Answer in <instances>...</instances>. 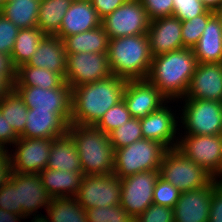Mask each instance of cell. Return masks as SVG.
I'll list each match as a JSON object with an SVG mask.
<instances>
[{"label": "cell", "instance_id": "cell-45", "mask_svg": "<svg viewBox=\"0 0 222 222\" xmlns=\"http://www.w3.org/2000/svg\"><path fill=\"white\" fill-rule=\"evenodd\" d=\"M208 222H222V182L213 190Z\"/></svg>", "mask_w": 222, "mask_h": 222}, {"label": "cell", "instance_id": "cell-2", "mask_svg": "<svg viewBox=\"0 0 222 222\" xmlns=\"http://www.w3.org/2000/svg\"><path fill=\"white\" fill-rule=\"evenodd\" d=\"M197 65L192 48H182L152 58L147 80L167 98L185 97Z\"/></svg>", "mask_w": 222, "mask_h": 222}, {"label": "cell", "instance_id": "cell-21", "mask_svg": "<svg viewBox=\"0 0 222 222\" xmlns=\"http://www.w3.org/2000/svg\"><path fill=\"white\" fill-rule=\"evenodd\" d=\"M26 117L25 129L20 137L59 138L67 134L69 124L58 113L28 108Z\"/></svg>", "mask_w": 222, "mask_h": 222}, {"label": "cell", "instance_id": "cell-40", "mask_svg": "<svg viewBox=\"0 0 222 222\" xmlns=\"http://www.w3.org/2000/svg\"><path fill=\"white\" fill-rule=\"evenodd\" d=\"M0 208L22 215V207L18 205L17 185L11 179L0 188Z\"/></svg>", "mask_w": 222, "mask_h": 222}, {"label": "cell", "instance_id": "cell-52", "mask_svg": "<svg viewBox=\"0 0 222 222\" xmlns=\"http://www.w3.org/2000/svg\"><path fill=\"white\" fill-rule=\"evenodd\" d=\"M30 222H49V219L46 215H34Z\"/></svg>", "mask_w": 222, "mask_h": 222}, {"label": "cell", "instance_id": "cell-27", "mask_svg": "<svg viewBox=\"0 0 222 222\" xmlns=\"http://www.w3.org/2000/svg\"><path fill=\"white\" fill-rule=\"evenodd\" d=\"M47 167L71 172L82 171L76 145L68 134L52 141Z\"/></svg>", "mask_w": 222, "mask_h": 222}, {"label": "cell", "instance_id": "cell-1", "mask_svg": "<svg viewBox=\"0 0 222 222\" xmlns=\"http://www.w3.org/2000/svg\"><path fill=\"white\" fill-rule=\"evenodd\" d=\"M126 82L112 74L72 88L70 124L96 125L111 107L123 100Z\"/></svg>", "mask_w": 222, "mask_h": 222}, {"label": "cell", "instance_id": "cell-16", "mask_svg": "<svg viewBox=\"0 0 222 222\" xmlns=\"http://www.w3.org/2000/svg\"><path fill=\"white\" fill-rule=\"evenodd\" d=\"M123 100L133 118L143 119L168 102L147 79L127 80Z\"/></svg>", "mask_w": 222, "mask_h": 222}, {"label": "cell", "instance_id": "cell-32", "mask_svg": "<svg viewBox=\"0 0 222 222\" xmlns=\"http://www.w3.org/2000/svg\"><path fill=\"white\" fill-rule=\"evenodd\" d=\"M44 36L45 34L38 27L19 30L11 52L16 68L28 63Z\"/></svg>", "mask_w": 222, "mask_h": 222}, {"label": "cell", "instance_id": "cell-34", "mask_svg": "<svg viewBox=\"0 0 222 222\" xmlns=\"http://www.w3.org/2000/svg\"><path fill=\"white\" fill-rule=\"evenodd\" d=\"M108 135L114 150L139 141L143 139L140 119L131 118L120 127L111 131Z\"/></svg>", "mask_w": 222, "mask_h": 222}, {"label": "cell", "instance_id": "cell-50", "mask_svg": "<svg viewBox=\"0 0 222 222\" xmlns=\"http://www.w3.org/2000/svg\"><path fill=\"white\" fill-rule=\"evenodd\" d=\"M14 89V85L4 76H0V100Z\"/></svg>", "mask_w": 222, "mask_h": 222}, {"label": "cell", "instance_id": "cell-5", "mask_svg": "<svg viewBox=\"0 0 222 222\" xmlns=\"http://www.w3.org/2000/svg\"><path fill=\"white\" fill-rule=\"evenodd\" d=\"M180 101V102H179ZM178 134L217 135L222 130V102L202 99H180ZM181 108V109H180ZM182 129L184 131H182Z\"/></svg>", "mask_w": 222, "mask_h": 222}, {"label": "cell", "instance_id": "cell-15", "mask_svg": "<svg viewBox=\"0 0 222 222\" xmlns=\"http://www.w3.org/2000/svg\"><path fill=\"white\" fill-rule=\"evenodd\" d=\"M173 102L175 101H168L158 110L140 119L143 139L158 141L167 149L177 148L180 131L179 113H177L179 111L172 109L168 104H174Z\"/></svg>", "mask_w": 222, "mask_h": 222}, {"label": "cell", "instance_id": "cell-24", "mask_svg": "<svg viewBox=\"0 0 222 222\" xmlns=\"http://www.w3.org/2000/svg\"><path fill=\"white\" fill-rule=\"evenodd\" d=\"M197 63H222V22L213 14L198 43L192 48Z\"/></svg>", "mask_w": 222, "mask_h": 222}, {"label": "cell", "instance_id": "cell-12", "mask_svg": "<svg viewBox=\"0 0 222 222\" xmlns=\"http://www.w3.org/2000/svg\"><path fill=\"white\" fill-rule=\"evenodd\" d=\"M54 139L56 138L19 137L12 149L8 150L10 151L12 171L39 174L47 167L51 144Z\"/></svg>", "mask_w": 222, "mask_h": 222}, {"label": "cell", "instance_id": "cell-17", "mask_svg": "<svg viewBox=\"0 0 222 222\" xmlns=\"http://www.w3.org/2000/svg\"><path fill=\"white\" fill-rule=\"evenodd\" d=\"M221 182L213 179L203 188L181 192L173 207L174 222H208L212 193Z\"/></svg>", "mask_w": 222, "mask_h": 222}, {"label": "cell", "instance_id": "cell-22", "mask_svg": "<svg viewBox=\"0 0 222 222\" xmlns=\"http://www.w3.org/2000/svg\"><path fill=\"white\" fill-rule=\"evenodd\" d=\"M101 25V18L91 1H72L63 17L57 37H64L92 30Z\"/></svg>", "mask_w": 222, "mask_h": 222}, {"label": "cell", "instance_id": "cell-48", "mask_svg": "<svg viewBox=\"0 0 222 222\" xmlns=\"http://www.w3.org/2000/svg\"><path fill=\"white\" fill-rule=\"evenodd\" d=\"M11 172L10 153L0 148V188L10 179Z\"/></svg>", "mask_w": 222, "mask_h": 222}, {"label": "cell", "instance_id": "cell-47", "mask_svg": "<svg viewBox=\"0 0 222 222\" xmlns=\"http://www.w3.org/2000/svg\"><path fill=\"white\" fill-rule=\"evenodd\" d=\"M17 68L9 54L0 53V76L6 77L13 85L16 81Z\"/></svg>", "mask_w": 222, "mask_h": 222}, {"label": "cell", "instance_id": "cell-18", "mask_svg": "<svg viewBox=\"0 0 222 222\" xmlns=\"http://www.w3.org/2000/svg\"><path fill=\"white\" fill-rule=\"evenodd\" d=\"M10 179L17 185L18 205L22 207V216L32 218L34 214L42 215L38 210H46L52 197L43 187L39 174L12 171Z\"/></svg>", "mask_w": 222, "mask_h": 222}, {"label": "cell", "instance_id": "cell-54", "mask_svg": "<svg viewBox=\"0 0 222 222\" xmlns=\"http://www.w3.org/2000/svg\"><path fill=\"white\" fill-rule=\"evenodd\" d=\"M71 1H90V0H71Z\"/></svg>", "mask_w": 222, "mask_h": 222}, {"label": "cell", "instance_id": "cell-23", "mask_svg": "<svg viewBox=\"0 0 222 222\" xmlns=\"http://www.w3.org/2000/svg\"><path fill=\"white\" fill-rule=\"evenodd\" d=\"M66 61L67 53L64 49L63 40L56 35H45L27 65L49 69L64 78Z\"/></svg>", "mask_w": 222, "mask_h": 222}, {"label": "cell", "instance_id": "cell-30", "mask_svg": "<svg viewBox=\"0 0 222 222\" xmlns=\"http://www.w3.org/2000/svg\"><path fill=\"white\" fill-rule=\"evenodd\" d=\"M71 2V0H41L37 27L45 35H56Z\"/></svg>", "mask_w": 222, "mask_h": 222}, {"label": "cell", "instance_id": "cell-10", "mask_svg": "<svg viewBox=\"0 0 222 222\" xmlns=\"http://www.w3.org/2000/svg\"><path fill=\"white\" fill-rule=\"evenodd\" d=\"M121 180L114 173L109 175H86L75 196L86 210L95 207L120 205Z\"/></svg>", "mask_w": 222, "mask_h": 222}, {"label": "cell", "instance_id": "cell-26", "mask_svg": "<svg viewBox=\"0 0 222 222\" xmlns=\"http://www.w3.org/2000/svg\"><path fill=\"white\" fill-rule=\"evenodd\" d=\"M66 53H107L109 38L102 25L82 33L64 37Z\"/></svg>", "mask_w": 222, "mask_h": 222}, {"label": "cell", "instance_id": "cell-51", "mask_svg": "<svg viewBox=\"0 0 222 222\" xmlns=\"http://www.w3.org/2000/svg\"><path fill=\"white\" fill-rule=\"evenodd\" d=\"M208 9L215 10L222 0H200Z\"/></svg>", "mask_w": 222, "mask_h": 222}, {"label": "cell", "instance_id": "cell-35", "mask_svg": "<svg viewBox=\"0 0 222 222\" xmlns=\"http://www.w3.org/2000/svg\"><path fill=\"white\" fill-rule=\"evenodd\" d=\"M214 14L208 9L204 14L198 15L191 20L181 21L182 44L185 48H193L202 36L209 18Z\"/></svg>", "mask_w": 222, "mask_h": 222}, {"label": "cell", "instance_id": "cell-33", "mask_svg": "<svg viewBox=\"0 0 222 222\" xmlns=\"http://www.w3.org/2000/svg\"><path fill=\"white\" fill-rule=\"evenodd\" d=\"M0 112L20 137L25 129L28 107L14 89L0 100Z\"/></svg>", "mask_w": 222, "mask_h": 222}, {"label": "cell", "instance_id": "cell-8", "mask_svg": "<svg viewBox=\"0 0 222 222\" xmlns=\"http://www.w3.org/2000/svg\"><path fill=\"white\" fill-rule=\"evenodd\" d=\"M177 149L222 181V138L217 135L179 134Z\"/></svg>", "mask_w": 222, "mask_h": 222}, {"label": "cell", "instance_id": "cell-41", "mask_svg": "<svg viewBox=\"0 0 222 222\" xmlns=\"http://www.w3.org/2000/svg\"><path fill=\"white\" fill-rule=\"evenodd\" d=\"M19 28L0 14V53L11 55Z\"/></svg>", "mask_w": 222, "mask_h": 222}, {"label": "cell", "instance_id": "cell-49", "mask_svg": "<svg viewBox=\"0 0 222 222\" xmlns=\"http://www.w3.org/2000/svg\"><path fill=\"white\" fill-rule=\"evenodd\" d=\"M27 217L4 211L0 208V222H21V220H25Z\"/></svg>", "mask_w": 222, "mask_h": 222}, {"label": "cell", "instance_id": "cell-29", "mask_svg": "<svg viewBox=\"0 0 222 222\" xmlns=\"http://www.w3.org/2000/svg\"><path fill=\"white\" fill-rule=\"evenodd\" d=\"M65 83V79L56 72L23 64L17 68L14 86L53 89L62 87Z\"/></svg>", "mask_w": 222, "mask_h": 222}, {"label": "cell", "instance_id": "cell-9", "mask_svg": "<svg viewBox=\"0 0 222 222\" xmlns=\"http://www.w3.org/2000/svg\"><path fill=\"white\" fill-rule=\"evenodd\" d=\"M109 39L147 34L150 19L139 0H127L101 19Z\"/></svg>", "mask_w": 222, "mask_h": 222}, {"label": "cell", "instance_id": "cell-14", "mask_svg": "<svg viewBox=\"0 0 222 222\" xmlns=\"http://www.w3.org/2000/svg\"><path fill=\"white\" fill-rule=\"evenodd\" d=\"M159 170L142 171L121 180L120 205L134 219L153 204V191Z\"/></svg>", "mask_w": 222, "mask_h": 222}, {"label": "cell", "instance_id": "cell-19", "mask_svg": "<svg viewBox=\"0 0 222 222\" xmlns=\"http://www.w3.org/2000/svg\"><path fill=\"white\" fill-rule=\"evenodd\" d=\"M182 99L222 102V63H197L187 93Z\"/></svg>", "mask_w": 222, "mask_h": 222}, {"label": "cell", "instance_id": "cell-28", "mask_svg": "<svg viewBox=\"0 0 222 222\" xmlns=\"http://www.w3.org/2000/svg\"><path fill=\"white\" fill-rule=\"evenodd\" d=\"M41 0L1 1V14L19 29L37 27Z\"/></svg>", "mask_w": 222, "mask_h": 222}, {"label": "cell", "instance_id": "cell-39", "mask_svg": "<svg viewBox=\"0 0 222 222\" xmlns=\"http://www.w3.org/2000/svg\"><path fill=\"white\" fill-rule=\"evenodd\" d=\"M207 10L208 8L200 0H173L172 16L180 21L191 20Z\"/></svg>", "mask_w": 222, "mask_h": 222}, {"label": "cell", "instance_id": "cell-36", "mask_svg": "<svg viewBox=\"0 0 222 222\" xmlns=\"http://www.w3.org/2000/svg\"><path fill=\"white\" fill-rule=\"evenodd\" d=\"M88 222H135L121 205L86 209Z\"/></svg>", "mask_w": 222, "mask_h": 222}, {"label": "cell", "instance_id": "cell-4", "mask_svg": "<svg viewBox=\"0 0 222 222\" xmlns=\"http://www.w3.org/2000/svg\"><path fill=\"white\" fill-rule=\"evenodd\" d=\"M67 134L76 145L84 176L113 174L114 149L108 134L82 124H70Z\"/></svg>", "mask_w": 222, "mask_h": 222}, {"label": "cell", "instance_id": "cell-46", "mask_svg": "<svg viewBox=\"0 0 222 222\" xmlns=\"http://www.w3.org/2000/svg\"><path fill=\"white\" fill-rule=\"evenodd\" d=\"M98 16L103 19L115 9L123 5L127 0H90Z\"/></svg>", "mask_w": 222, "mask_h": 222}, {"label": "cell", "instance_id": "cell-20", "mask_svg": "<svg viewBox=\"0 0 222 222\" xmlns=\"http://www.w3.org/2000/svg\"><path fill=\"white\" fill-rule=\"evenodd\" d=\"M181 30V21L175 16L150 21L147 36L152 57L185 48Z\"/></svg>", "mask_w": 222, "mask_h": 222}, {"label": "cell", "instance_id": "cell-11", "mask_svg": "<svg viewBox=\"0 0 222 222\" xmlns=\"http://www.w3.org/2000/svg\"><path fill=\"white\" fill-rule=\"evenodd\" d=\"M112 75L107 53H67L65 82L71 87Z\"/></svg>", "mask_w": 222, "mask_h": 222}, {"label": "cell", "instance_id": "cell-25", "mask_svg": "<svg viewBox=\"0 0 222 222\" xmlns=\"http://www.w3.org/2000/svg\"><path fill=\"white\" fill-rule=\"evenodd\" d=\"M43 187L52 198L75 197L84 177L82 171L54 170L46 167L39 173Z\"/></svg>", "mask_w": 222, "mask_h": 222}, {"label": "cell", "instance_id": "cell-37", "mask_svg": "<svg viewBox=\"0 0 222 222\" xmlns=\"http://www.w3.org/2000/svg\"><path fill=\"white\" fill-rule=\"evenodd\" d=\"M131 118L133 117L129 113L124 100H121L111 107L95 126L105 134H109Z\"/></svg>", "mask_w": 222, "mask_h": 222}, {"label": "cell", "instance_id": "cell-53", "mask_svg": "<svg viewBox=\"0 0 222 222\" xmlns=\"http://www.w3.org/2000/svg\"><path fill=\"white\" fill-rule=\"evenodd\" d=\"M214 14L221 20L222 22V1L220 5L214 10Z\"/></svg>", "mask_w": 222, "mask_h": 222}, {"label": "cell", "instance_id": "cell-31", "mask_svg": "<svg viewBox=\"0 0 222 222\" xmlns=\"http://www.w3.org/2000/svg\"><path fill=\"white\" fill-rule=\"evenodd\" d=\"M46 213L49 222H88L86 210L75 197L52 198Z\"/></svg>", "mask_w": 222, "mask_h": 222}, {"label": "cell", "instance_id": "cell-44", "mask_svg": "<svg viewBox=\"0 0 222 222\" xmlns=\"http://www.w3.org/2000/svg\"><path fill=\"white\" fill-rule=\"evenodd\" d=\"M18 138L19 136L15 133L13 127L8 124V121L0 112V148L6 151L10 150L11 145L13 146Z\"/></svg>", "mask_w": 222, "mask_h": 222}, {"label": "cell", "instance_id": "cell-7", "mask_svg": "<svg viewBox=\"0 0 222 222\" xmlns=\"http://www.w3.org/2000/svg\"><path fill=\"white\" fill-rule=\"evenodd\" d=\"M159 176L181 192L197 190L207 186L214 178L177 148L167 149Z\"/></svg>", "mask_w": 222, "mask_h": 222}, {"label": "cell", "instance_id": "cell-3", "mask_svg": "<svg viewBox=\"0 0 222 222\" xmlns=\"http://www.w3.org/2000/svg\"><path fill=\"white\" fill-rule=\"evenodd\" d=\"M107 57L111 73L125 80H145L152 54L147 34L109 39Z\"/></svg>", "mask_w": 222, "mask_h": 222}, {"label": "cell", "instance_id": "cell-43", "mask_svg": "<svg viewBox=\"0 0 222 222\" xmlns=\"http://www.w3.org/2000/svg\"><path fill=\"white\" fill-rule=\"evenodd\" d=\"M144 6L150 21L172 16L173 0H139Z\"/></svg>", "mask_w": 222, "mask_h": 222}, {"label": "cell", "instance_id": "cell-38", "mask_svg": "<svg viewBox=\"0 0 222 222\" xmlns=\"http://www.w3.org/2000/svg\"><path fill=\"white\" fill-rule=\"evenodd\" d=\"M181 191L160 176L157 178L153 191V204L173 208Z\"/></svg>", "mask_w": 222, "mask_h": 222}, {"label": "cell", "instance_id": "cell-6", "mask_svg": "<svg viewBox=\"0 0 222 222\" xmlns=\"http://www.w3.org/2000/svg\"><path fill=\"white\" fill-rule=\"evenodd\" d=\"M167 148L158 141L141 139L114 150V174L120 179L142 171L159 170Z\"/></svg>", "mask_w": 222, "mask_h": 222}, {"label": "cell", "instance_id": "cell-13", "mask_svg": "<svg viewBox=\"0 0 222 222\" xmlns=\"http://www.w3.org/2000/svg\"><path fill=\"white\" fill-rule=\"evenodd\" d=\"M14 90L28 108L58 113L70 125L72 88L67 83L53 89L14 86Z\"/></svg>", "mask_w": 222, "mask_h": 222}, {"label": "cell", "instance_id": "cell-42", "mask_svg": "<svg viewBox=\"0 0 222 222\" xmlns=\"http://www.w3.org/2000/svg\"><path fill=\"white\" fill-rule=\"evenodd\" d=\"M135 222H174L173 208L151 204L143 213L139 214Z\"/></svg>", "mask_w": 222, "mask_h": 222}]
</instances>
